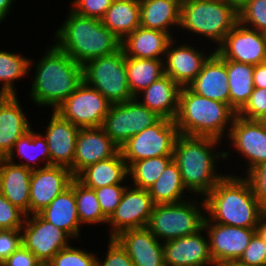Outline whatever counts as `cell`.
<instances>
[{
  "instance_id": "cell-1",
  "label": "cell",
  "mask_w": 266,
  "mask_h": 266,
  "mask_svg": "<svg viewBox=\"0 0 266 266\" xmlns=\"http://www.w3.org/2000/svg\"><path fill=\"white\" fill-rule=\"evenodd\" d=\"M210 222L256 229L263 213L246 178L225 175L203 198Z\"/></svg>"
},
{
  "instance_id": "cell-2",
  "label": "cell",
  "mask_w": 266,
  "mask_h": 266,
  "mask_svg": "<svg viewBox=\"0 0 266 266\" xmlns=\"http://www.w3.org/2000/svg\"><path fill=\"white\" fill-rule=\"evenodd\" d=\"M70 14L57 30L55 45L82 66L92 59L115 53L121 49V40L102 24L100 19Z\"/></svg>"
},
{
  "instance_id": "cell-3",
  "label": "cell",
  "mask_w": 266,
  "mask_h": 266,
  "mask_svg": "<svg viewBox=\"0 0 266 266\" xmlns=\"http://www.w3.org/2000/svg\"><path fill=\"white\" fill-rule=\"evenodd\" d=\"M46 52L36 65L30 94L37 105L55 110L84 81L83 66L56 45Z\"/></svg>"
},
{
  "instance_id": "cell-4",
  "label": "cell",
  "mask_w": 266,
  "mask_h": 266,
  "mask_svg": "<svg viewBox=\"0 0 266 266\" xmlns=\"http://www.w3.org/2000/svg\"><path fill=\"white\" fill-rule=\"evenodd\" d=\"M219 141L210 137H177L173 160L180 169L182 181L188 191L206 196L225 176L215 172L218 157L224 159L229 155L228 152H213L214 145Z\"/></svg>"
},
{
  "instance_id": "cell-5",
  "label": "cell",
  "mask_w": 266,
  "mask_h": 266,
  "mask_svg": "<svg viewBox=\"0 0 266 266\" xmlns=\"http://www.w3.org/2000/svg\"><path fill=\"white\" fill-rule=\"evenodd\" d=\"M236 115L229 104L208 99L184 86L180 91L179 108L174 121L180 135L221 140Z\"/></svg>"
},
{
  "instance_id": "cell-6",
  "label": "cell",
  "mask_w": 266,
  "mask_h": 266,
  "mask_svg": "<svg viewBox=\"0 0 266 266\" xmlns=\"http://www.w3.org/2000/svg\"><path fill=\"white\" fill-rule=\"evenodd\" d=\"M238 23V7L228 0H182L180 25L218 45Z\"/></svg>"
},
{
  "instance_id": "cell-7",
  "label": "cell",
  "mask_w": 266,
  "mask_h": 266,
  "mask_svg": "<svg viewBox=\"0 0 266 266\" xmlns=\"http://www.w3.org/2000/svg\"><path fill=\"white\" fill-rule=\"evenodd\" d=\"M83 79L112 104L135 98L128 85L126 56L122 48L84 64Z\"/></svg>"
},
{
  "instance_id": "cell-8",
  "label": "cell",
  "mask_w": 266,
  "mask_h": 266,
  "mask_svg": "<svg viewBox=\"0 0 266 266\" xmlns=\"http://www.w3.org/2000/svg\"><path fill=\"white\" fill-rule=\"evenodd\" d=\"M194 203L181 201L154 205L147 228L159 241L196 233L204 227L206 214L202 213L206 212H200Z\"/></svg>"
},
{
  "instance_id": "cell-9",
  "label": "cell",
  "mask_w": 266,
  "mask_h": 266,
  "mask_svg": "<svg viewBox=\"0 0 266 266\" xmlns=\"http://www.w3.org/2000/svg\"><path fill=\"white\" fill-rule=\"evenodd\" d=\"M162 117L133 98L128 102L111 104L102 128L121 148L131 137L157 123Z\"/></svg>"
},
{
  "instance_id": "cell-10",
  "label": "cell",
  "mask_w": 266,
  "mask_h": 266,
  "mask_svg": "<svg viewBox=\"0 0 266 266\" xmlns=\"http://www.w3.org/2000/svg\"><path fill=\"white\" fill-rule=\"evenodd\" d=\"M179 131L174 120L161 118L131 137L121 148L127 166L132 162L159 156H173Z\"/></svg>"
},
{
  "instance_id": "cell-11",
  "label": "cell",
  "mask_w": 266,
  "mask_h": 266,
  "mask_svg": "<svg viewBox=\"0 0 266 266\" xmlns=\"http://www.w3.org/2000/svg\"><path fill=\"white\" fill-rule=\"evenodd\" d=\"M111 104L99 91L83 81L54 111L79 128L102 127Z\"/></svg>"
},
{
  "instance_id": "cell-12",
  "label": "cell",
  "mask_w": 266,
  "mask_h": 266,
  "mask_svg": "<svg viewBox=\"0 0 266 266\" xmlns=\"http://www.w3.org/2000/svg\"><path fill=\"white\" fill-rule=\"evenodd\" d=\"M32 216L28 219V217ZM22 244L42 263H48L61 249L70 245L72 237L62 229L44 220L39 214L26 215Z\"/></svg>"
},
{
  "instance_id": "cell-13",
  "label": "cell",
  "mask_w": 266,
  "mask_h": 266,
  "mask_svg": "<svg viewBox=\"0 0 266 266\" xmlns=\"http://www.w3.org/2000/svg\"><path fill=\"white\" fill-rule=\"evenodd\" d=\"M215 51L226 60L255 66L266 62V34L238 22Z\"/></svg>"
},
{
  "instance_id": "cell-14",
  "label": "cell",
  "mask_w": 266,
  "mask_h": 266,
  "mask_svg": "<svg viewBox=\"0 0 266 266\" xmlns=\"http://www.w3.org/2000/svg\"><path fill=\"white\" fill-rule=\"evenodd\" d=\"M154 203L147 189L125 188L120 203L108 219L110 238H114L126 229L147 227Z\"/></svg>"
},
{
  "instance_id": "cell-15",
  "label": "cell",
  "mask_w": 266,
  "mask_h": 266,
  "mask_svg": "<svg viewBox=\"0 0 266 266\" xmlns=\"http://www.w3.org/2000/svg\"><path fill=\"white\" fill-rule=\"evenodd\" d=\"M204 229L208 232L210 254L216 266L238 260L248 246L256 229L214 223L206 217Z\"/></svg>"
},
{
  "instance_id": "cell-16",
  "label": "cell",
  "mask_w": 266,
  "mask_h": 266,
  "mask_svg": "<svg viewBox=\"0 0 266 266\" xmlns=\"http://www.w3.org/2000/svg\"><path fill=\"white\" fill-rule=\"evenodd\" d=\"M74 178L68 167L60 165H49L32 170L30 179V214L41 212L70 186Z\"/></svg>"
},
{
  "instance_id": "cell-17",
  "label": "cell",
  "mask_w": 266,
  "mask_h": 266,
  "mask_svg": "<svg viewBox=\"0 0 266 266\" xmlns=\"http://www.w3.org/2000/svg\"><path fill=\"white\" fill-rule=\"evenodd\" d=\"M228 131L234 149L247 158V173L266 162V125L259 120H248L236 115Z\"/></svg>"
},
{
  "instance_id": "cell-18",
  "label": "cell",
  "mask_w": 266,
  "mask_h": 266,
  "mask_svg": "<svg viewBox=\"0 0 266 266\" xmlns=\"http://www.w3.org/2000/svg\"><path fill=\"white\" fill-rule=\"evenodd\" d=\"M120 148L102 127L80 128L76 140L73 165L69 168L76 177L87 166L115 156Z\"/></svg>"
},
{
  "instance_id": "cell-19",
  "label": "cell",
  "mask_w": 266,
  "mask_h": 266,
  "mask_svg": "<svg viewBox=\"0 0 266 266\" xmlns=\"http://www.w3.org/2000/svg\"><path fill=\"white\" fill-rule=\"evenodd\" d=\"M204 227L194 234L170 241H163L166 266H216L209 247V240L202 236ZM213 264V265H212Z\"/></svg>"
},
{
  "instance_id": "cell-20",
  "label": "cell",
  "mask_w": 266,
  "mask_h": 266,
  "mask_svg": "<svg viewBox=\"0 0 266 266\" xmlns=\"http://www.w3.org/2000/svg\"><path fill=\"white\" fill-rule=\"evenodd\" d=\"M28 162V163H27ZM0 158V192L26 215H30V179L34 165Z\"/></svg>"
},
{
  "instance_id": "cell-21",
  "label": "cell",
  "mask_w": 266,
  "mask_h": 266,
  "mask_svg": "<svg viewBox=\"0 0 266 266\" xmlns=\"http://www.w3.org/2000/svg\"><path fill=\"white\" fill-rule=\"evenodd\" d=\"M134 266H166L163 245L147 227L126 229L114 237Z\"/></svg>"
},
{
  "instance_id": "cell-22",
  "label": "cell",
  "mask_w": 266,
  "mask_h": 266,
  "mask_svg": "<svg viewBox=\"0 0 266 266\" xmlns=\"http://www.w3.org/2000/svg\"><path fill=\"white\" fill-rule=\"evenodd\" d=\"M80 128L63 119L53 110V115L43 135L50 150V165L70 168L73 165L76 140Z\"/></svg>"
},
{
  "instance_id": "cell-23",
  "label": "cell",
  "mask_w": 266,
  "mask_h": 266,
  "mask_svg": "<svg viewBox=\"0 0 266 266\" xmlns=\"http://www.w3.org/2000/svg\"><path fill=\"white\" fill-rule=\"evenodd\" d=\"M188 87L198 95L230 105L226 59L214 50Z\"/></svg>"
},
{
  "instance_id": "cell-24",
  "label": "cell",
  "mask_w": 266,
  "mask_h": 266,
  "mask_svg": "<svg viewBox=\"0 0 266 266\" xmlns=\"http://www.w3.org/2000/svg\"><path fill=\"white\" fill-rule=\"evenodd\" d=\"M173 39L169 42L164 61L165 74L181 87L188 86L200 73L203 64L210 56L195 50L187 44L172 48Z\"/></svg>"
},
{
  "instance_id": "cell-25",
  "label": "cell",
  "mask_w": 266,
  "mask_h": 266,
  "mask_svg": "<svg viewBox=\"0 0 266 266\" xmlns=\"http://www.w3.org/2000/svg\"><path fill=\"white\" fill-rule=\"evenodd\" d=\"M17 99V95H0V158H5L15 142L31 130Z\"/></svg>"
},
{
  "instance_id": "cell-26",
  "label": "cell",
  "mask_w": 266,
  "mask_h": 266,
  "mask_svg": "<svg viewBox=\"0 0 266 266\" xmlns=\"http://www.w3.org/2000/svg\"><path fill=\"white\" fill-rule=\"evenodd\" d=\"M181 88L178 83L165 74L140 92L143 99L139 102L162 118L175 120Z\"/></svg>"
},
{
  "instance_id": "cell-27",
  "label": "cell",
  "mask_w": 266,
  "mask_h": 266,
  "mask_svg": "<svg viewBox=\"0 0 266 266\" xmlns=\"http://www.w3.org/2000/svg\"><path fill=\"white\" fill-rule=\"evenodd\" d=\"M172 39V36L164 31L139 26L121 41V48L126 57L161 59Z\"/></svg>"
},
{
  "instance_id": "cell-28",
  "label": "cell",
  "mask_w": 266,
  "mask_h": 266,
  "mask_svg": "<svg viewBox=\"0 0 266 266\" xmlns=\"http://www.w3.org/2000/svg\"><path fill=\"white\" fill-rule=\"evenodd\" d=\"M128 175L127 163L119 151L109 159L87 166L75 178L85 187L94 190L110 185H120Z\"/></svg>"
},
{
  "instance_id": "cell-29",
  "label": "cell",
  "mask_w": 266,
  "mask_h": 266,
  "mask_svg": "<svg viewBox=\"0 0 266 266\" xmlns=\"http://www.w3.org/2000/svg\"><path fill=\"white\" fill-rule=\"evenodd\" d=\"M38 214L47 222L67 232L72 238L79 235L81 223L77 212L74 189L71 186Z\"/></svg>"
},
{
  "instance_id": "cell-30",
  "label": "cell",
  "mask_w": 266,
  "mask_h": 266,
  "mask_svg": "<svg viewBox=\"0 0 266 266\" xmlns=\"http://www.w3.org/2000/svg\"><path fill=\"white\" fill-rule=\"evenodd\" d=\"M182 0H139L140 26L164 31L171 36L169 28L180 25Z\"/></svg>"
},
{
  "instance_id": "cell-31",
  "label": "cell",
  "mask_w": 266,
  "mask_h": 266,
  "mask_svg": "<svg viewBox=\"0 0 266 266\" xmlns=\"http://www.w3.org/2000/svg\"><path fill=\"white\" fill-rule=\"evenodd\" d=\"M101 21L123 41L140 26L139 0H113Z\"/></svg>"
},
{
  "instance_id": "cell-32",
  "label": "cell",
  "mask_w": 266,
  "mask_h": 266,
  "mask_svg": "<svg viewBox=\"0 0 266 266\" xmlns=\"http://www.w3.org/2000/svg\"><path fill=\"white\" fill-rule=\"evenodd\" d=\"M231 108L238 113L247 103L254 90V66L226 60Z\"/></svg>"
},
{
  "instance_id": "cell-33",
  "label": "cell",
  "mask_w": 266,
  "mask_h": 266,
  "mask_svg": "<svg viewBox=\"0 0 266 266\" xmlns=\"http://www.w3.org/2000/svg\"><path fill=\"white\" fill-rule=\"evenodd\" d=\"M128 85L135 98L154 81L165 75L164 59L126 57Z\"/></svg>"
},
{
  "instance_id": "cell-34",
  "label": "cell",
  "mask_w": 266,
  "mask_h": 266,
  "mask_svg": "<svg viewBox=\"0 0 266 266\" xmlns=\"http://www.w3.org/2000/svg\"><path fill=\"white\" fill-rule=\"evenodd\" d=\"M187 190L182 181L180 169L172 159L157 181L148 189L153 203L168 204L178 203L183 199V191Z\"/></svg>"
},
{
  "instance_id": "cell-35",
  "label": "cell",
  "mask_w": 266,
  "mask_h": 266,
  "mask_svg": "<svg viewBox=\"0 0 266 266\" xmlns=\"http://www.w3.org/2000/svg\"><path fill=\"white\" fill-rule=\"evenodd\" d=\"M70 186L74 189L80 223L108 224V218L102 213L95 191L85 187L76 178L71 181Z\"/></svg>"
},
{
  "instance_id": "cell-36",
  "label": "cell",
  "mask_w": 266,
  "mask_h": 266,
  "mask_svg": "<svg viewBox=\"0 0 266 266\" xmlns=\"http://www.w3.org/2000/svg\"><path fill=\"white\" fill-rule=\"evenodd\" d=\"M31 64V60L24 56L0 50V95H16L13 81L27 75Z\"/></svg>"
},
{
  "instance_id": "cell-37",
  "label": "cell",
  "mask_w": 266,
  "mask_h": 266,
  "mask_svg": "<svg viewBox=\"0 0 266 266\" xmlns=\"http://www.w3.org/2000/svg\"><path fill=\"white\" fill-rule=\"evenodd\" d=\"M172 159L173 156H159L132 162L128 166V174L132 175L133 186L148 190Z\"/></svg>"
},
{
  "instance_id": "cell-38",
  "label": "cell",
  "mask_w": 266,
  "mask_h": 266,
  "mask_svg": "<svg viewBox=\"0 0 266 266\" xmlns=\"http://www.w3.org/2000/svg\"><path fill=\"white\" fill-rule=\"evenodd\" d=\"M14 150L17 151L19 156L28 159L30 162H35L37 159L41 161L42 157L43 160L44 158L46 160L44 166L50 165V150L46 139L41 134H35L32 129L15 142L11 152L5 157V159L12 163H15L13 159L15 157Z\"/></svg>"
},
{
  "instance_id": "cell-39",
  "label": "cell",
  "mask_w": 266,
  "mask_h": 266,
  "mask_svg": "<svg viewBox=\"0 0 266 266\" xmlns=\"http://www.w3.org/2000/svg\"><path fill=\"white\" fill-rule=\"evenodd\" d=\"M238 22L266 34V0H245L238 7Z\"/></svg>"
},
{
  "instance_id": "cell-40",
  "label": "cell",
  "mask_w": 266,
  "mask_h": 266,
  "mask_svg": "<svg viewBox=\"0 0 266 266\" xmlns=\"http://www.w3.org/2000/svg\"><path fill=\"white\" fill-rule=\"evenodd\" d=\"M96 255L68 246L61 249L49 262V266H96Z\"/></svg>"
},
{
  "instance_id": "cell-41",
  "label": "cell",
  "mask_w": 266,
  "mask_h": 266,
  "mask_svg": "<svg viewBox=\"0 0 266 266\" xmlns=\"http://www.w3.org/2000/svg\"><path fill=\"white\" fill-rule=\"evenodd\" d=\"M126 186L110 185L94 189L102 213L109 219L119 205Z\"/></svg>"
},
{
  "instance_id": "cell-42",
  "label": "cell",
  "mask_w": 266,
  "mask_h": 266,
  "mask_svg": "<svg viewBox=\"0 0 266 266\" xmlns=\"http://www.w3.org/2000/svg\"><path fill=\"white\" fill-rule=\"evenodd\" d=\"M26 214L12 205L0 192V230H22Z\"/></svg>"
},
{
  "instance_id": "cell-43",
  "label": "cell",
  "mask_w": 266,
  "mask_h": 266,
  "mask_svg": "<svg viewBox=\"0 0 266 266\" xmlns=\"http://www.w3.org/2000/svg\"><path fill=\"white\" fill-rule=\"evenodd\" d=\"M266 112V88H256L249 97L245 106L237 113L248 120H259Z\"/></svg>"
},
{
  "instance_id": "cell-44",
  "label": "cell",
  "mask_w": 266,
  "mask_h": 266,
  "mask_svg": "<svg viewBox=\"0 0 266 266\" xmlns=\"http://www.w3.org/2000/svg\"><path fill=\"white\" fill-rule=\"evenodd\" d=\"M238 260L252 266H266V243L257 233Z\"/></svg>"
},
{
  "instance_id": "cell-45",
  "label": "cell",
  "mask_w": 266,
  "mask_h": 266,
  "mask_svg": "<svg viewBox=\"0 0 266 266\" xmlns=\"http://www.w3.org/2000/svg\"><path fill=\"white\" fill-rule=\"evenodd\" d=\"M246 179L249 181L254 195L263 213H266V162L251 169Z\"/></svg>"
},
{
  "instance_id": "cell-46",
  "label": "cell",
  "mask_w": 266,
  "mask_h": 266,
  "mask_svg": "<svg viewBox=\"0 0 266 266\" xmlns=\"http://www.w3.org/2000/svg\"><path fill=\"white\" fill-rule=\"evenodd\" d=\"M113 0H75L72 11L79 15L102 19Z\"/></svg>"
},
{
  "instance_id": "cell-47",
  "label": "cell",
  "mask_w": 266,
  "mask_h": 266,
  "mask_svg": "<svg viewBox=\"0 0 266 266\" xmlns=\"http://www.w3.org/2000/svg\"><path fill=\"white\" fill-rule=\"evenodd\" d=\"M105 260L96 258V266H134L126 250L115 238L109 239V247Z\"/></svg>"
},
{
  "instance_id": "cell-48",
  "label": "cell",
  "mask_w": 266,
  "mask_h": 266,
  "mask_svg": "<svg viewBox=\"0 0 266 266\" xmlns=\"http://www.w3.org/2000/svg\"><path fill=\"white\" fill-rule=\"evenodd\" d=\"M22 233L18 229L0 230V265L22 245Z\"/></svg>"
},
{
  "instance_id": "cell-49",
  "label": "cell",
  "mask_w": 266,
  "mask_h": 266,
  "mask_svg": "<svg viewBox=\"0 0 266 266\" xmlns=\"http://www.w3.org/2000/svg\"><path fill=\"white\" fill-rule=\"evenodd\" d=\"M42 262L23 244L0 266H40Z\"/></svg>"
},
{
  "instance_id": "cell-50",
  "label": "cell",
  "mask_w": 266,
  "mask_h": 266,
  "mask_svg": "<svg viewBox=\"0 0 266 266\" xmlns=\"http://www.w3.org/2000/svg\"><path fill=\"white\" fill-rule=\"evenodd\" d=\"M253 83L256 88H266V62L254 66Z\"/></svg>"
},
{
  "instance_id": "cell-51",
  "label": "cell",
  "mask_w": 266,
  "mask_h": 266,
  "mask_svg": "<svg viewBox=\"0 0 266 266\" xmlns=\"http://www.w3.org/2000/svg\"><path fill=\"white\" fill-rule=\"evenodd\" d=\"M256 233L264 240L266 243V213H262L259 219L258 226L256 228Z\"/></svg>"
},
{
  "instance_id": "cell-52",
  "label": "cell",
  "mask_w": 266,
  "mask_h": 266,
  "mask_svg": "<svg viewBox=\"0 0 266 266\" xmlns=\"http://www.w3.org/2000/svg\"><path fill=\"white\" fill-rule=\"evenodd\" d=\"M13 0H0V22L5 19L9 12Z\"/></svg>"
},
{
  "instance_id": "cell-53",
  "label": "cell",
  "mask_w": 266,
  "mask_h": 266,
  "mask_svg": "<svg viewBox=\"0 0 266 266\" xmlns=\"http://www.w3.org/2000/svg\"><path fill=\"white\" fill-rule=\"evenodd\" d=\"M221 266H252V265L244 264V263L240 262L239 260H232V261H228V262L224 263Z\"/></svg>"
},
{
  "instance_id": "cell-54",
  "label": "cell",
  "mask_w": 266,
  "mask_h": 266,
  "mask_svg": "<svg viewBox=\"0 0 266 266\" xmlns=\"http://www.w3.org/2000/svg\"><path fill=\"white\" fill-rule=\"evenodd\" d=\"M228 1L234 3L237 7H239L245 0H228Z\"/></svg>"
},
{
  "instance_id": "cell-55",
  "label": "cell",
  "mask_w": 266,
  "mask_h": 266,
  "mask_svg": "<svg viewBox=\"0 0 266 266\" xmlns=\"http://www.w3.org/2000/svg\"><path fill=\"white\" fill-rule=\"evenodd\" d=\"M259 121H261L263 124L266 125V112H265V114L259 119Z\"/></svg>"
},
{
  "instance_id": "cell-56",
  "label": "cell",
  "mask_w": 266,
  "mask_h": 266,
  "mask_svg": "<svg viewBox=\"0 0 266 266\" xmlns=\"http://www.w3.org/2000/svg\"><path fill=\"white\" fill-rule=\"evenodd\" d=\"M40 266H49L48 263H42Z\"/></svg>"
}]
</instances>
